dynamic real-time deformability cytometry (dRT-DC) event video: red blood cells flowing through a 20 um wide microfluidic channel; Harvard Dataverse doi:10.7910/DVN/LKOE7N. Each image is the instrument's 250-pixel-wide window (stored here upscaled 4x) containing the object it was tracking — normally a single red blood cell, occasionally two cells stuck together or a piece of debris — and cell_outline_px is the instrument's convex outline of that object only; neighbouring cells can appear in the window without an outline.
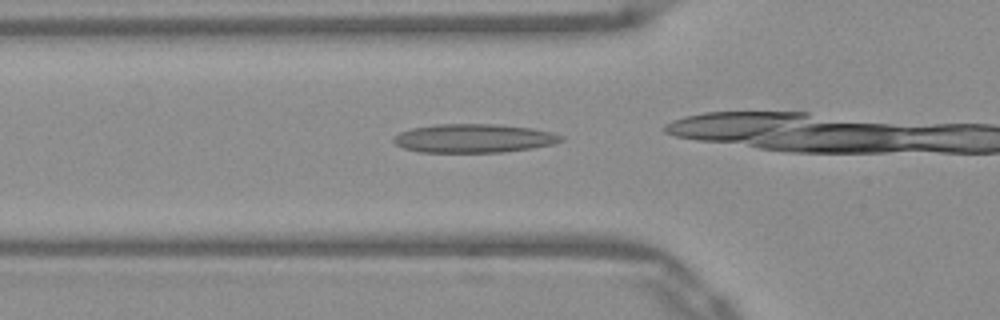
{"species": "Egyptian fruit bat (a non-hibernating species)", "species_latin": "Rousettus aegyptiacus", "temperature_condition": "warm", "stored_images_in_passage": 20, "camera_frame_rate_fps": 3000, "um_per_image_px": 0.085, "frame": {"image": 1, "passage_image": 6, "time_ms": 1.667, "image_size_px": [1000, 320], "cell_outline_px": [[564, 140], [552, 144], [532, 148], [504, 152], [420, 152], [404, 148], [396, 144], [392, 140], [400, 132], [412, 128], [436, 124], [492, 124], [532, 128], [552, 132], [564, 136]], "centroid_in_image_um": [40.29, 11.76], "position_along_channel_um": 85.5, "area_um2": 27.92}}